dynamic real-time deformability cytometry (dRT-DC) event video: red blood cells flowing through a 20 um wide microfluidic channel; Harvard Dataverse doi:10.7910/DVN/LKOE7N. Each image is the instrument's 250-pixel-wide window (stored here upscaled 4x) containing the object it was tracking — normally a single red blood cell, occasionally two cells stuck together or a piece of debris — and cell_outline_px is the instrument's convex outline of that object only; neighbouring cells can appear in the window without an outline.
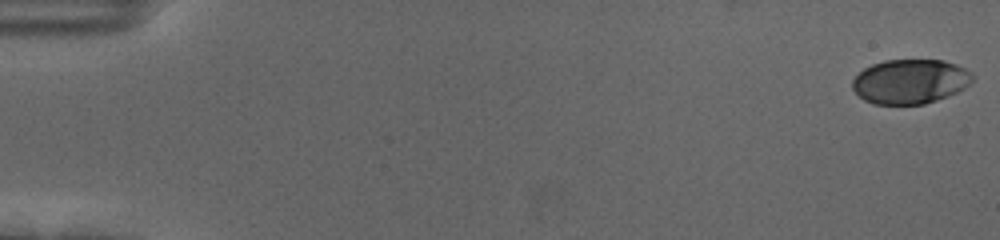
{"species": "human", "species_latin": "Homo sapiens", "temperature_condition": "cold", "stored_images_in_passage": 58, "camera_frame_rate_fps": 3000, "um_per_image_px": 0.085, "donor": {"sex": "female"}, "frame": {"image": 1, "passage_image": 1, "time_ms": 0.0, "image_size_px": [1000, 240], "cell_outline_px": [[972, 80], [964, 88], [948, 96], [924, 104], [872, 104], [864, 100], [852, 88], [852, 80], [864, 68], [872, 64], [884, 60], [944, 60], [956, 64], [972, 72]], "centroid_in_image_um": [77.35, 6.92], "position_along_channel_um": 7.6, "area_um2": 31.1}}
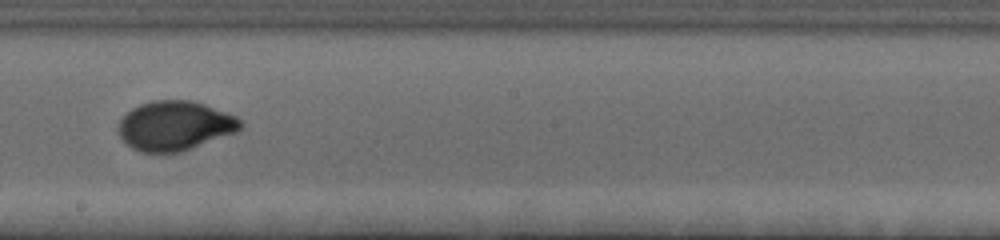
{"frame": {"image": 2, "passage_image": 34, "time_ms": 11.0, "image_size_px": [1000, 240], "cell_outline_px": [[244, 124], [236, 132], [180, 152], [140, 152], [132, 148], [120, 136], [116, 128], [120, 120], [132, 108], [140, 104], [152, 100], [192, 100], [228, 112], [236, 116]], "centroid_in_image_um": [14.86, 10.67], "position_along_channel_um": 233.3, "area_um2": 35.14}}
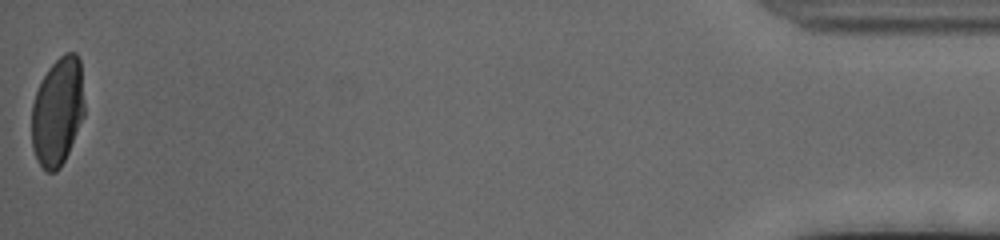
{"frame": {"image": 3, "passage_image": 58, "time_ms": 19.0, "image_size_px": [1000, 240], "cell_outline_px": [[84, 116], [68, 152], [60, 168], [56, 172], [48, 172], [36, 160], [32, 148], [32, 104], [36, 92], [48, 68], [64, 52], [76, 52], [80, 60], [84, 104]], "centroid_in_image_um": [4.89, 9.48], "position_along_channel_um": 430.3, "area_um2": 33.23}, "authors_computed_cell_mechanics": {"area_um2": 33.524, "velocity_mm_per_s": 3.5557, "shape_relaxation_time_tau1_ms": 3.7575, "shape_relaxation_time_tau2_ms": null, "deformation_change_tau1": 0.1825, "deformation_change_tau2": null}}